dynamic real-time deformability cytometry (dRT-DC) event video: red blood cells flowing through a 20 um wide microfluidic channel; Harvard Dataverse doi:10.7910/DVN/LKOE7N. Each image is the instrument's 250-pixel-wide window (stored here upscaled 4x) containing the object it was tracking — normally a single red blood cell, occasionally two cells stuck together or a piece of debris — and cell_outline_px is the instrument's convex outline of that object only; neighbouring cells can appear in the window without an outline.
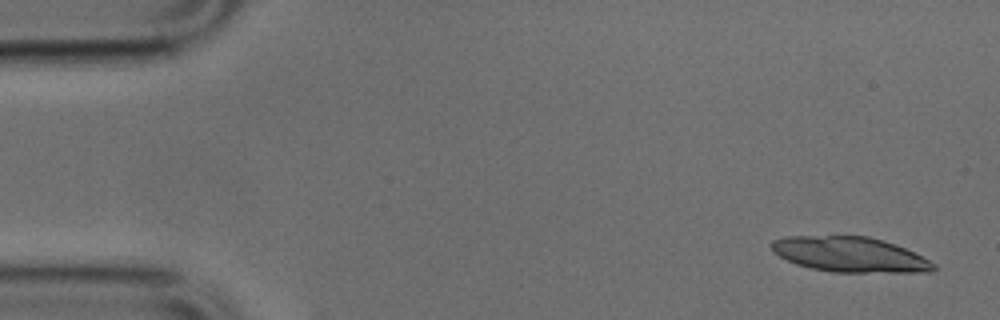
{"species": "common noctule bat (a hibernating species)", "species_latin": "Nyctalus noctula", "temperature_condition": "cold", "stored_images_in_passage": 3, "camera_frame_rate_fps": 3000, "um_per_image_px": 0.085, "animal": {"sex": "male", "body_mass_g": 17.9, "forearm_length_mm": 54.2}, "frame": {"image": 1, "passage_image": 2, "time_ms": 0.333, "image_size_px": [1000, 320], "cell_outline_px": [[936, 268], [932, 272], [832, 272], [812, 268], [796, 264], [772, 252], [772, 240], [784, 236], [868, 236], [884, 240], [896, 244], [936, 264]], "centroid_in_image_um": [72.23, 21.63], "position_along_channel_um": 12.8, "area_um2": 33.06}}